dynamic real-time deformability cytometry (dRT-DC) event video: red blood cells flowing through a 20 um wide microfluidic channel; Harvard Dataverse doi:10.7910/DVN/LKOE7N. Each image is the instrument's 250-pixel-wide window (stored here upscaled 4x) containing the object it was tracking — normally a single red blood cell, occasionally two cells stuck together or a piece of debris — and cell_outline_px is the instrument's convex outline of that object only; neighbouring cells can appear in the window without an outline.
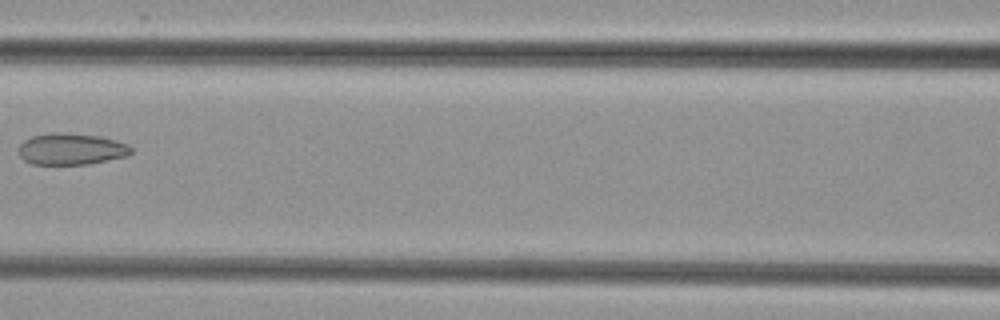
{"species": "common noctule bat (a hibernating species)", "species_latin": "Nyctalus noctula", "temperature_condition": "cold", "stored_images_in_passage": 8, "camera_frame_rate_fps": 3000, "um_per_image_px": 0.085, "animal": {"sex": "female", "body_mass_g": 29.2, "forearm_length_mm": 56.3}, "frame": {"image": 1, "passage_image": 8, "time_ms": 8.333, "image_size_px": [1000, 320], "cell_outline_px": [[132, 152], [128, 156], [88, 164], [32, 164], [24, 160], [20, 156], [16, 148], [24, 140], [32, 136], [56, 132], [100, 136], [116, 140], [128, 144], [132, 148]], "centroid_in_image_um": [6.05, 12.67], "position_along_channel_um": 160.6, "area_um2": 20.75}}